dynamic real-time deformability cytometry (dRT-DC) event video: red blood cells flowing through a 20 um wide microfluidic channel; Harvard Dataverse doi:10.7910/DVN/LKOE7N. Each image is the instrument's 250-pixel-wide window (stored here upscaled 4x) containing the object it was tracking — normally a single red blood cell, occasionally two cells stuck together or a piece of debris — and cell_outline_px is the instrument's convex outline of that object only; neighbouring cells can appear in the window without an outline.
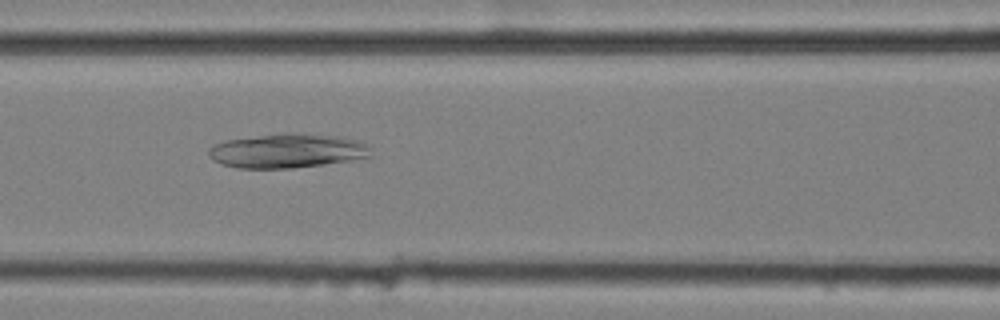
{"species": "common noctule bat (a hibernating species)", "species_latin": "Nyctalus noctula", "temperature_condition": "cold", "stored_images_in_passage": 57, "camera_frame_rate_fps": 3000, "um_per_image_px": 0.085, "animal": {"sex": "female", "body_mass_g": 25.1}, "frame": {"image": 1, "passage_image": 25, "time_ms": 8.0, "image_size_px": [1000, 320], "cell_outline_px": [[372, 148], [368, 156], [352, 160], [324, 164], [292, 168], [236, 168], [212, 160], [208, 156], [208, 148], [224, 140], [260, 136], [340, 136], [360, 140]], "centroid_in_image_um": [24.4, 12.86], "position_along_channel_um": 142.2, "area_um2": 31.21}}
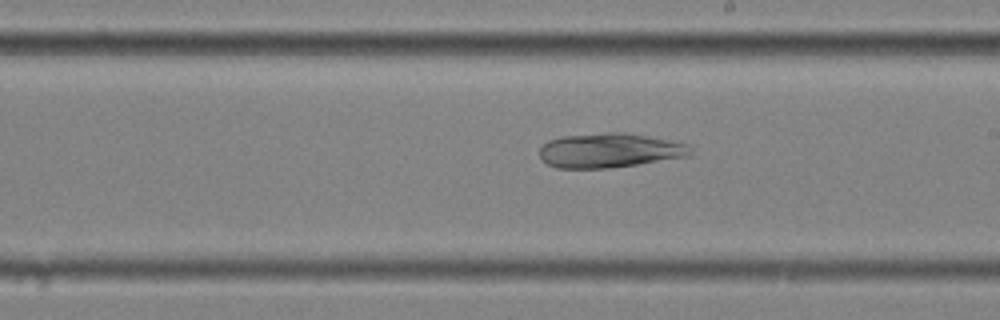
{"frame": {"image": 2, "passage_image": 33, "time_ms": 10.667, "image_size_px": [1000, 320], "cell_outline_px": [[692, 156], [608, 168], [556, 168], [548, 164], [540, 156], [540, 148], [548, 140], [560, 136], [608, 132], [624, 132], [672, 140], [688, 144], [692, 148]], "centroid_in_image_um": [51.85, 12.77], "position_along_channel_um": 237.2, "area_um2": 30.46}}
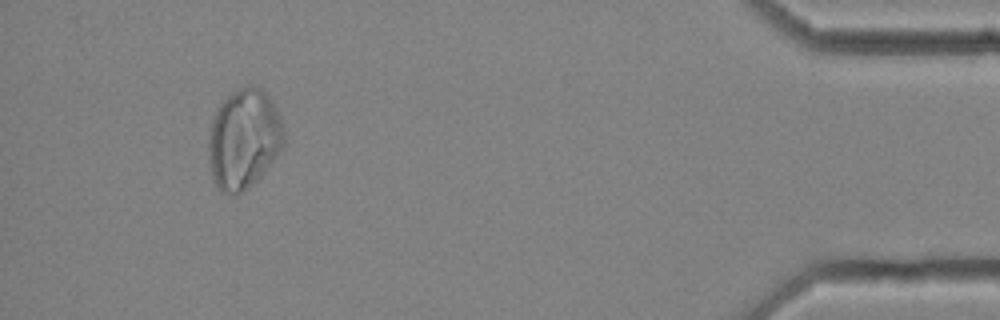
{"frame": {"image": 3, "passage_image": 53, "time_ms": 17.333, "image_size_px": [1000, 320], "cell_outline_px": [[284, 148], [264, 172], [252, 184], [236, 196], [232, 196], [220, 192], [212, 180], [208, 160], [208, 140], [212, 120], [216, 108], [232, 92], [240, 88], [252, 84], [256, 84], [272, 100], [280, 116], [284, 128]], "centroid_in_image_um": [20.72, 11.84], "position_along_channel_um": 414.5, "area_um2": 44.56}}